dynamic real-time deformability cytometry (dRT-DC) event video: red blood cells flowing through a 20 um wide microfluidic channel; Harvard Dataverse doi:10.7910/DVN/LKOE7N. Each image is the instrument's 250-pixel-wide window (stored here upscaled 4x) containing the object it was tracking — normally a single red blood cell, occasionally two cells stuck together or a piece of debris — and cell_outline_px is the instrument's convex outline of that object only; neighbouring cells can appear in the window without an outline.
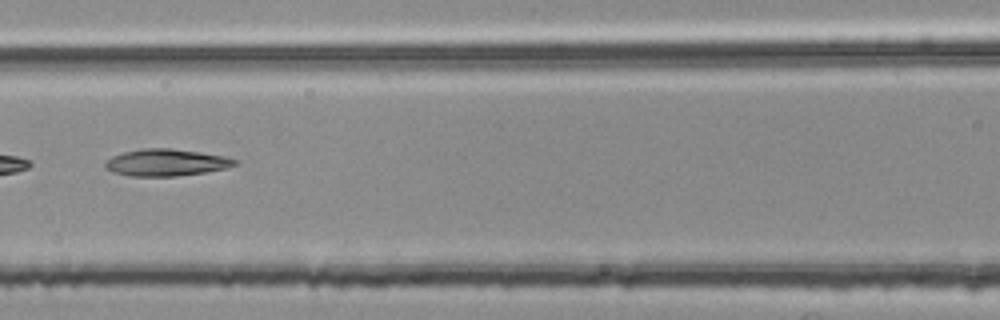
{"species": "common noctule bat (a hibernating species)", "species_latin": "Nyctalus noctula", "temperature_condition": "room temperature", "stored_images_in_passage": 5, "segment_of_instrument_passage": [2, 2], "camera_frame_rate_fps": 3000, "um_per_image_px": 0.085, "animal": {"sex": "female", "body_mass_g": 25.1}, "frame": {"image": 1, "passage_image": 5, "time_ms": 1.333, "image_size_px": [1000, 320], "cell_outline_px": [[236, 164], [228, 168], [204, 172], [176, 176], [128, 176], [104, 168], [104, 160], [112, 156], [124, 152], [140, 148], [172, 148], [200, 152], [224, 156], [236, 160]], "centroid_in_image_um": [14.08, 13.81], "position_along_channel_um": 152.5, "area_um2": 20.35}}